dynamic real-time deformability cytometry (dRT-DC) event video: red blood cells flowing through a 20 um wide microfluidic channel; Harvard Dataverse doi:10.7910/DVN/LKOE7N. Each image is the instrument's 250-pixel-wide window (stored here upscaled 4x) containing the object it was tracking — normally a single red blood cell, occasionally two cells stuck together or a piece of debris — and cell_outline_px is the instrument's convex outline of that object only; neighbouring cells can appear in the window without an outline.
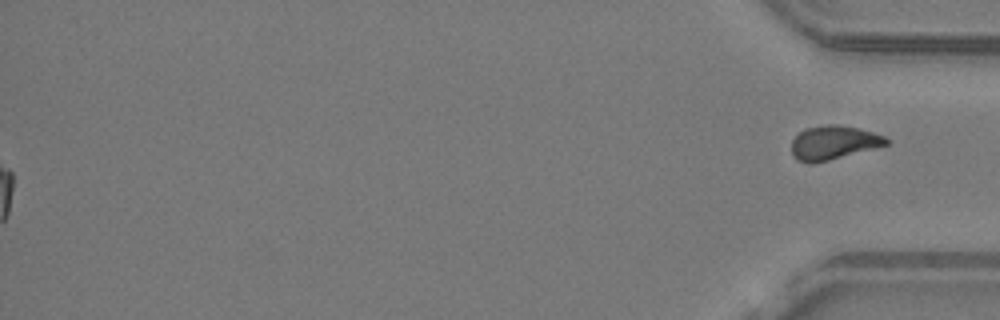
{"species": "common noctule bat (a hibernating species)", "species_latin": "Nyctalus noctula", "temperature_condition": "warm", "stored_images_in_passage": 50, "segment_of_instrument_passage": [2, 2], "camera_frame_rate_fps": 3000, "um_per_image_px": 0.085, "animal": {"sex": "male", "body_mass_g": 19.2, "forearm_length_mm": 51.8}, "frame": {"image": 1, "passage_image": 50, "time_ms": 16.333, "image_size_px": [1000, 320], "cell_outline_px": [[888, 144], [828, 160], [812, 164], [808, 164], [796, 160], [792, 156], [792, 140], [800, 132], [808, 128], [828, 124], [856, 128], [872, 132], [884, 136], [888, 140]], "centroid_in_image_um": [70.79, 12.14], "position_along_channel_um": 364.4, "area_um2": 18.26}}